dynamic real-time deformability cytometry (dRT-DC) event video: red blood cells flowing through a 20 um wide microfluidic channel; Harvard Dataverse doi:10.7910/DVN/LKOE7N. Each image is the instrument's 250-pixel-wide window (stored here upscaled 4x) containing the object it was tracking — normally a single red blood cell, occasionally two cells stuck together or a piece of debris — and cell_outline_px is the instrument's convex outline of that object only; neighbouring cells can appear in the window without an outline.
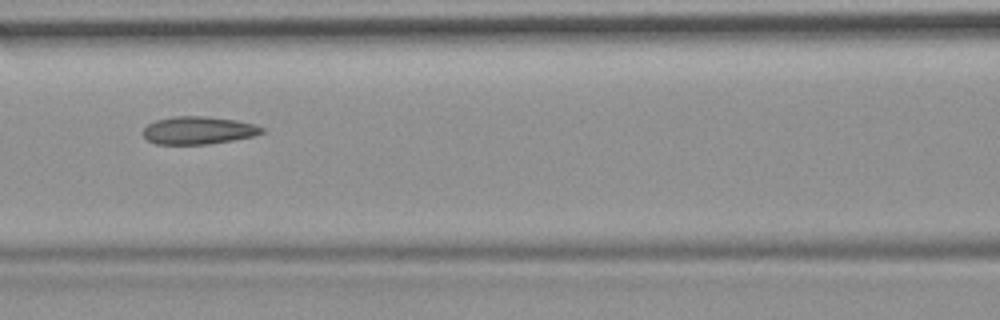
{"species": "common noctule bat (a hibernating species)", "species_latin": "Nyctalus noctula", "temperature_condition": "room temperature", "stored_images_in_passage": 8, "camera_frame_rate_fps": 3000, "um_per_image_px": 0.085, "animal": {"sex": "female", "body_mass_g": 19.9}, "frame": {"image": 1, "passage_image": 6, "time_ms": 5.667, "image_size_px": [1000, 320], "cell_outline_px": [[264, 132], [252, 136], [232, 140], [208, 144], [156, 144], [148, 140], [140, 132], [148, 124], [156, 120], [172, 116], [204, 116], [236, 120], [252, 124], [264, 128]], "centroid_in_image_um": [16.81, 11.08], "position_along_channel_um": 149.8, "area_um2": 19.13}}